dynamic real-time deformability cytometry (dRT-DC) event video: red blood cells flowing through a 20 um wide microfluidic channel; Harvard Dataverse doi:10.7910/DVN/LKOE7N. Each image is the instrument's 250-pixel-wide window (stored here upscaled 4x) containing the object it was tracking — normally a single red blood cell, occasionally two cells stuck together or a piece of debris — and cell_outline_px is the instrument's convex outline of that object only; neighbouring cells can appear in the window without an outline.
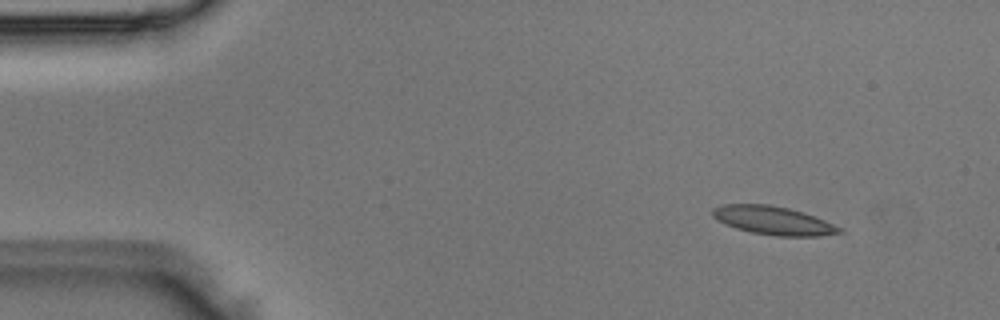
{"species": "Egyptian fruit bat (a non-hibernating species)", "species_latin": "Rousettus aegyptiacus", "temperature_condition": "room temperature", "stored_images_in_passage": 5, "camera_frame_rate_fps": 3000, "um_per_image_px": 0.085, "animal": {"sex": "male"}, "frame": {"image": 1, "passage_image": 1, "time_ms": 0.0, "image_size_px": [1000, 320], "cell_outline_px": [[844, 232], [820, 236], [776, 236], [752, 232], [736, 228], [724, 224], [716, 220], [712, 216], [712, 208], [724, 204], [768, 204], [788, 208], [804, 212], [816, 216], [844, 228]], "centroid_in_image_um": [65.76, 18.74], "position_along_channel_um": 19.2, "area_um2": 21.27}}
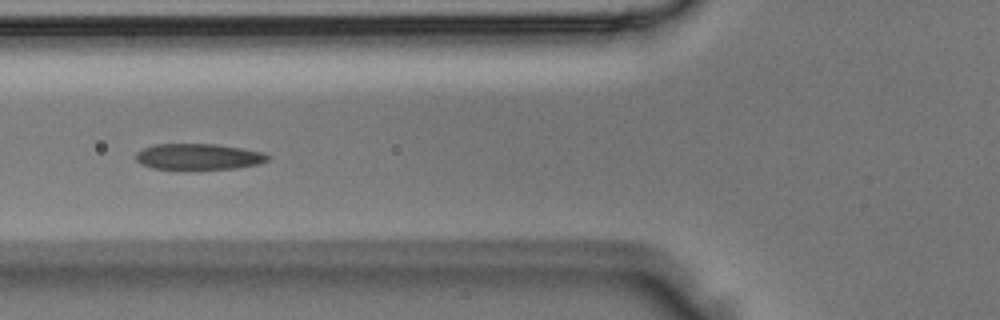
{"frame": {"image": 2, "passage_image": 5, "time_ms": 1.333, "image_size_px": [1000, 320], "cell_outline_px": [[268, 160], [260, 164], [236, 168], [152, 168], [140, 164], [136, 160], [136, 152], [144, 148], [156, 144], [216, 144], [264, 152], [268, 156]], "centroid_in_image_um": [16.87, 13.3], "position_along_channel_um": 108.9, "area_um2": 19.65}}